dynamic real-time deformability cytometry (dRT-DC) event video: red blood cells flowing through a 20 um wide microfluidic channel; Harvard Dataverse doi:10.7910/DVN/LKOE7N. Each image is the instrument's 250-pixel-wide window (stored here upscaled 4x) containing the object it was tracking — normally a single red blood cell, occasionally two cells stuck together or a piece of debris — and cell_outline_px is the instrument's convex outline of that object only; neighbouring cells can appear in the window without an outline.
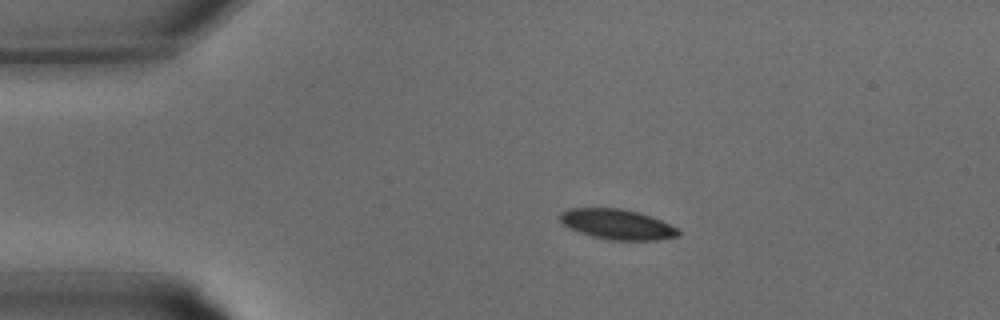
{"species": "common noctule bat (a hibernating species)", "species_latin": "Nyctalus noctula", "temperature_condition": "warm", "stored_images_in_passage": 27, "camera_frame_rate_fps": 3000, "um_per_image_px": 0.085, "animal": {"sex": "male", "body_mass_g": 15.6}, "frame": {"image": 1, "passage_image": 1, "time_ms": 0.0, "image_size_px": [1000, 320], "cell_outline_px": [[680, 236], [656, 240], [612, 240], [592, 236], [568, 228], [560, 220], [560, 212], [568, 208], [620, 208], [640, 212], [680, 228]], "centroid_in_image_um": [52.49, 19.06], "position_along_channel_um": 32.5, "area_um2": 20.92}}
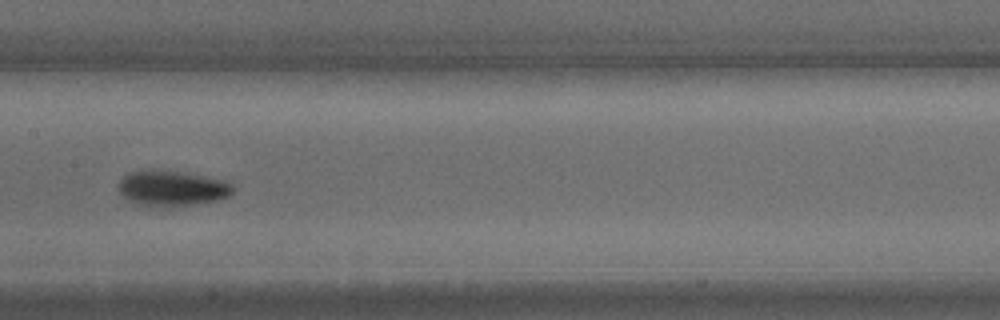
{"frame": {"image": 2, "passage_image": 11, "time_ms": 3.333, "image_size_px": [1000, 320], "cell_outline_px": [[232, 192], [228, 196], [216, 200], [192, 204], [144, 204], [132, 200], [124, 196], [120, 192], [120, 180], [128, 172], [148, 168], [164, 168], [224, 180], [232, 184]], "centroid_in_image_um": [14.63, 15.91], "position_along_channel_um": 192.8, "area_um2": 23.0}}
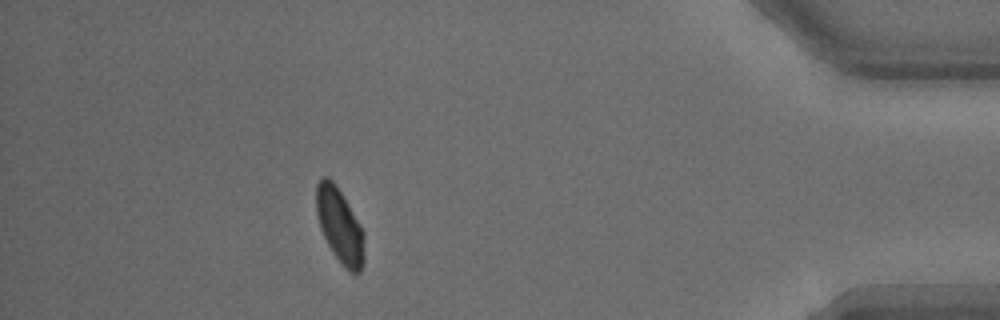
{"frame": {"image": 3, "passage_image": 24, "time_ms": 7.667, "image_size_px": [1000, 320], "cell_outline_px": [[364, 264], [360, 272], [356, 276], [336, 256], [328, 244], [320, 228], [316, 212], [316, 184], [324, 176], [328, 176], [336, 184], [364, 232]], "centroid_in_image_um": [28.88, 19.16], "position_along_channel_um": 406.3, "area_um2": 20.58}}